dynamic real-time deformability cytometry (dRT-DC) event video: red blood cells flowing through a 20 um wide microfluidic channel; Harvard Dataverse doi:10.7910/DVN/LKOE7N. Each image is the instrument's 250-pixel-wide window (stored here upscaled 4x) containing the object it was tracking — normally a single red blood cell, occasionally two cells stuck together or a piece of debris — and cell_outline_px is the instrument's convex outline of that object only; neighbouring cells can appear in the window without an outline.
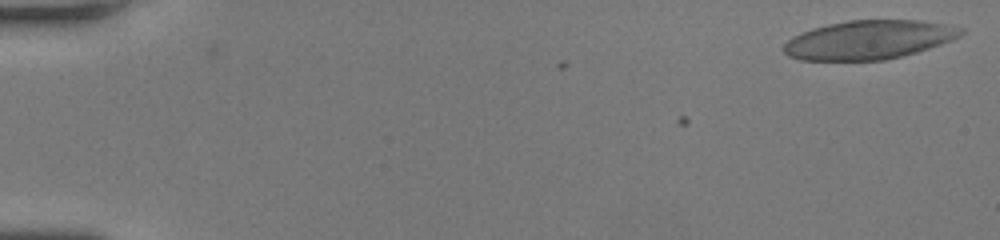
{"species": "human", "species_latin": "Homo sapiens", "temperature_condition": "room temperature", "stored_images_in_passage": 50, "camera_frame_rate_fps": 3000, "um_per_image_px": 0.085, "donor": {"sex": "female"}, "frame": {"image": 1, "passage_image": 1, "time_ms": 0.0, "image_size_px": [1000, 240], "cell_outline_px": [[964, 32], [960, 36], [952, 40], [916, 52], [884, 60], [800, 60], [788, 56], [784, 52], [784, 44], [792, 36], [812, 28], [828, 24], [848, 20], [920, 20], [944, 24], [964, 28]], "centroid_in_image_um": [73.84, 3.38], "position_along_channel_um": 11.2, "area_um2": 40.0}}
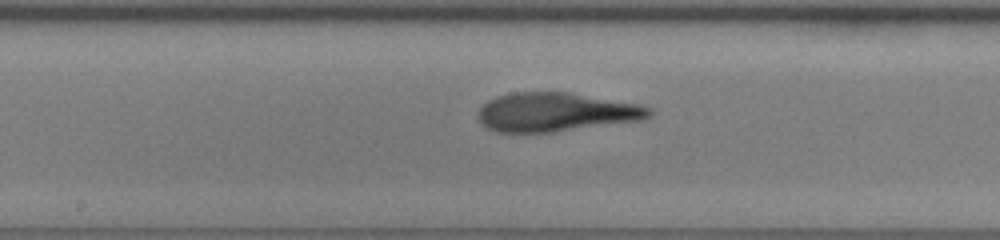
{"frame": {"image": 2, "passage_image": 27, "time_ms": 8.667, "image_size_px": [1000, 240], "cell_outline_px": [[652, 116], [644, 120], [552, 132], [496, 132], [484, 128], [480, 124], [476, 116], [480, 108], [488, 100], [512, 92], [568, 92], [640, 104], [652, 108]], "centroid_in_image_um": [47.25, 9.54], "position_along_channel_um": 200.9, "area_um2": 39.07}}
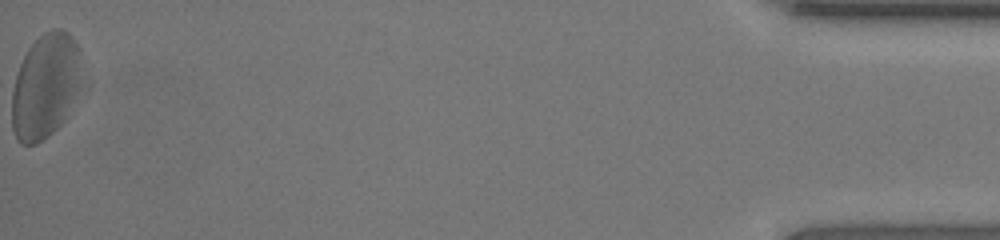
{"frame": {"image": 3, "passage_image": 50, "time_ms": 16.333, "image_size_px": [1000, 240], "cell_outline_px": [[88, 92], [68, 116], [48, 136], [36, 144], [20, 144], [16, 140], [12, 128], [12, 92], [16, 76], [20, 64], [28, 48], [44, 32], [52, 28], [60, 28], [68, 32], [72, 36], [80, 48], [88, 88]], "centroid_in_image_um": [4.02, 7.32], "position_along_channel_um": 431.2, "area_um2": 45.26}, "authors_computed_cell_mechanics": {"area_um2": 39.7375, "velocity_mm_per_s": 4.2163, "shape_relaxation_time_tau1_ms": 5.6479, "shape_relaxation_time_tau2_ms": 1.8997, "deformation_change_tau1": 0.2079, "deformation_change_tau2": 0.1127}}